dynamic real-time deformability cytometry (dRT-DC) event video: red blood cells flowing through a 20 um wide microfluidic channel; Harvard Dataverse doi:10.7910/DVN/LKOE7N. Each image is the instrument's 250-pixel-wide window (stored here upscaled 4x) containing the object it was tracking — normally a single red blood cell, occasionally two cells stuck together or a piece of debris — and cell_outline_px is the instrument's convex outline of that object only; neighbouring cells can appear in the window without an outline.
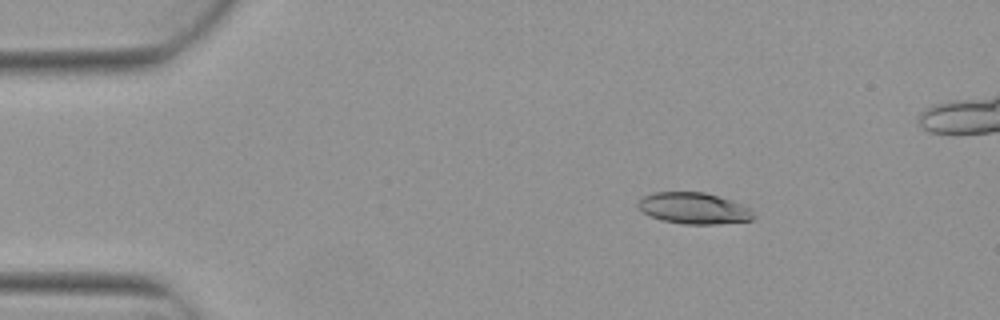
{"species": "Egyptian fruit bat (a non-hibernating species)", "species_latin": "Rousettus aegyptiacus", "temperature_condition": "warm", "stored_images_in_passage": 5, "camera_frame_rate_fps": 3000, "um_per_image_px": 0.085, "animal": {"sex": "female"}, "frame": {"image": 1, "passage_image": 2, "time_ms": 0.333, "image_size_px": [1000, 320], "cell_outline_px": [[756, 216], [752, 220], [716, 224], [684, 224], [660, 220], [644, 212], [636, 204], [644, 196], [652, 192], [704, 192], [732, 200], [752, 208]], "centroid_in_image_um": [59.02, 17.7], "position_along_channel_um": 26.0, "area_um2": 21.15}}